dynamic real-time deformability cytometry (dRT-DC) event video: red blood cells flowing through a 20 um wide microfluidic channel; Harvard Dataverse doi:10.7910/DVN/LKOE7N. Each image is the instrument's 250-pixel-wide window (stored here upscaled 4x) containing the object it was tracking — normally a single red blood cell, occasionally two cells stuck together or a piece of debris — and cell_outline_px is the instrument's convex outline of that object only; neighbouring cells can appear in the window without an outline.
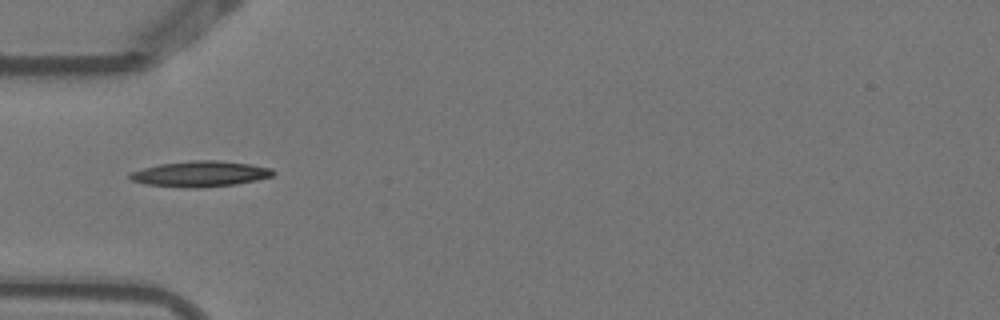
{"species": "Egyptian fruit bat (a non-hibernating species)", "species_latin": "Rousettus aegyptiacus", "temperature_condition": "warm", "stored_images_in_passage": 4, "camera_frame_rate_fps": 3000, "um_per_image_px": 0.085, "animal": {"sex": "female"}, "frame": {"image": 1, "passage_image": 1, "time_ms": 0.0, "image_size_px": [1000, 320], "cell_outline_px": [[276, 172], [272, 176], [256, 180], [236, 184], [196, 188], [192, 188], [144, 184], [132, 180], [128, 176], [128, 172], [160, 164], [192, 160], [216, 160], [248, 164], [272, 168]], "centroid_in_image_um": [17.01, 14.78], "position_along_channel_um": 68.0, "area_um2": 21.33}}
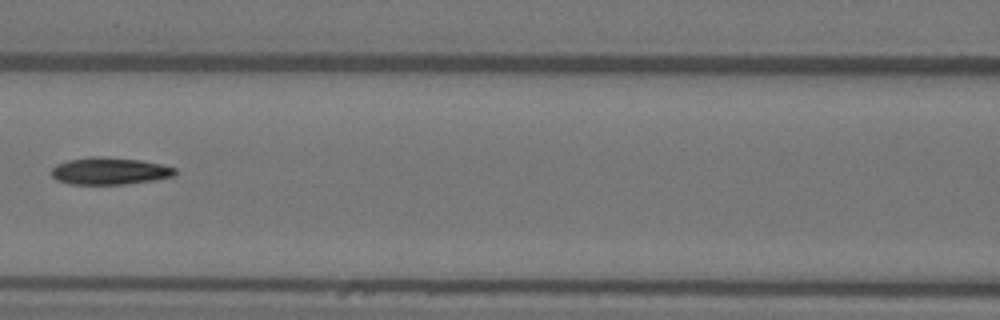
{"frame": {"image": 2, "passage_image": 3, "time_ms": 0.667, "image_size_px": [1000, 320], "cell_outline_px": [[176, 176], [152, 180], [124, 184], [68, 184], [56, 180], [52, 176], [52, 168], [56, 164], [68, 160], [88, 156], [100, 156], [140, 160], [160, 164], [176, 168]], "centroid_in_image_um": [9.29, 14.53], "position_along_channel_um": 157.3, "area_um2": 19.59}}
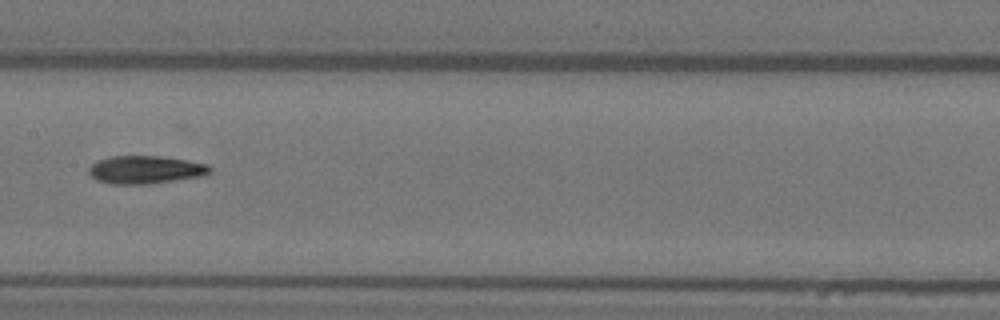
{"frame": {"image": 3, "passage_image": 4, "time_ms": 1.0, "image_size_px": [1000, 320], "cell_outline_px": [[212, 168], [208, 172], [200, 176], [148, 184], [112, 184], [96, 180], [88, 172], [88, 168], [96, 160], [112, 156], [160, 156], [188, 160], [204, 164]], "centroid_in_image_um": [12.29, 14.42], "position_along_channel_um": 195.1, "area_um2": 19.54}}